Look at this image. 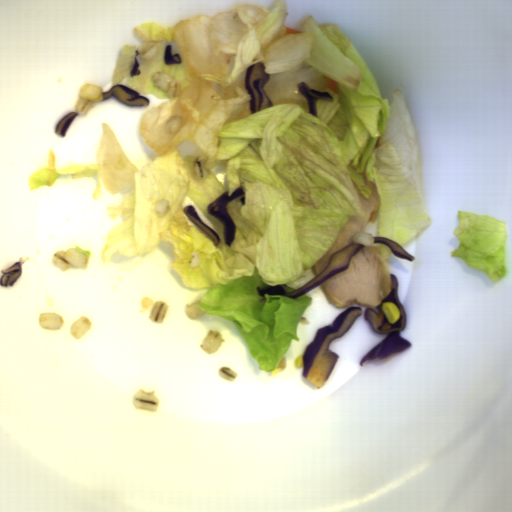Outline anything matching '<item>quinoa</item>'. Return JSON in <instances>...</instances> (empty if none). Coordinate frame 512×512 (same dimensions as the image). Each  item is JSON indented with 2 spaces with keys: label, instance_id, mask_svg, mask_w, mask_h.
Masks as SVG:
<instances>
[{
  "label": "quinoa",
  "instance_id": "quinoa-1",
  "mask_svg": "<svg viewBox=\"0 0 512 512\" xmlns=\"http://www.w3.org/2000/svg\"><path fill=\"white\" fill-rule=\"evenodd\" d=\"M52 263L65 272L70 267L83 268L87 265L88 257L85 252H79L78 248L58 250L51 257Z\"/></svg>",
  "mask_w": 512,
  "mask_h": 512
},
{
  "label": "quinoa",
  "instance_id": "quinoa-2",
  "mask_svg": "<svg viewBox=\"0 0 512 512\" xmlns=\"http://www.w3.org/2000/svg\"><path fill=\"white\" fill-rule=\"evenodd\" d=\"M168 303L164 301H155L151 297H146L142 299L141 302V311H151L149 319L154 323H163L167 311H168Z\"/></svg>",
  "mask_w": 512,
  "mask_h": 512
},
{
  "label": "quinoa",
  "instance_id": "quinoa-3",
  "mask_svg": "<svg viewBox=\"0 0 512 512\" xmlns=\"http://www.w3.org/2000/svg\"><path fill=\"white\" fill-rule=\"evenodd\" d=\"M160 400L157 397L155 391L147 392L146 390H139L133 395L132 404L135 406V410H147L149 412H155L158 410Z\"/></svg>",
  "mask_w": 512,
  "mask_h": 512
},
{
  "label": "quinoa",
  "instance_id": "quinoa-4",
  "mask_svg": "<svg viewBox=\"0 0 512 512\" xmlns=\"http://www.w3.org/2000/svg\"><path fill=\"white\" fill-rule=\"evenodd\" d=\"M154 85L160 87L171 97H178L181 94V83L176 79H172L170 75L163 71H158L152 75Z\"/></svg>",
  "mask_w": 512,
  "mask_h": 512
},
{
  "label": "quinoa",
  "instance_id": "quinoa-5",
  "mask_svg": "<svg viewBox=\"0 0 512 512\" xmlns=\"http://www.w3.org/2000/svg\"><path fill=\"white\" fill-rule=\"evenodd\" d=\"M38 323L41 328L47 330H60L64 326L63 318L57 313L41 312Z\"/></svg>",
  "mask_w": 512,
  "mask_h": 512
},
{
  "label": "quinoa",
  "instance_id": "quinoa-6",
  "mask_svg": "<svg viewBox=\"0 0 512 512\" xmlns=\"http://www.w3.org/2000/svg\"><path fill=\"white\" fill-rule=\"evenodd\" d=\"M225 343L222 333L219 330H210L201 344V349L206 353L213 354Z\"/></svg>",
  "mask_w": 512,
  "mask_h": 512
},
{
  "label": "quinoa",
  "instance_id": "quinoa-7",
  "mask_svg": "<svg viewBox=\"0 0 512 512\" xmlns=\"http://www.w3.org/2000/svg\"><path fill=\"white\" fill-rule=\"evenodd\" d=\"M91 327V321L88 319L87 316H84L71 324L70 333L72 337L78 340L85 336L91 329Z\"/></svg>",
  "mask_w": 512,
  "mask_h": 512
},
{
  "label": "quinoa",
  "instance_id": "quinoa-8",
  "mask_svg": "<svg viewBox=\"0 0 512 512\" xmlns=\"http://www.w3.org/2000/svg\"><path fill=\"white\" fill-rule=\"evenodd\" d=\"M199 301H195L191 304H187V306L185 308V313H186L187 318H189L191 320H196L197 318L203 316L205 311H203L199 308V306H198Z\"/></svg>",
  "mask_w": 512,
  "mask_h": 512
},
{
  "label": "quinoa",
  "instance_id": "quinoa-9",
  "mask_svg": "<svg viewBox=\"0 0 512 512\" xmlns=\"http://www.w3.org/2000/svg\"><path fill=\"white\" fill-rule=\"evenodd\" d=\"M96 101H92L89 99H82L81 97L78 100L76 105V113L79 115H85L89 111L90 108L96 107Z\"/></svg>",
  "mask_w": 512,
  "mask_h": 512
},
{
  "label": "quinoa",
  "instance_id": "quinoa-10",
  "mask_svg": "<svg viewBox=\"0 0 512 512\" xmlns=\"http://www.w3.org/2000/svg\"><path fill=\"white\" fill-rule=\"evenodd\" d=\"M201 159V156H197L194 160H193V170L194 172L196 173L197 176L199 177H206L207 175V170H206V163L207 161L206 160H199Z\"/></svg>",
  "mask_w": 512,
  "mask_h": 512
},
{
  "label": "quinoa",
  "instance_id": "quinoa-11",
  "mask_svg": "<svg viewBox=\"0 0 512 512\" xmlns=\"http://www.w3.org/2000/svg\"><path fill=\"white\" fill-rule=\"evenodd\" d=\"M218 375H219V377H221L222 379H224L225 381H228V382L236 381V379L238 377L236 372L226 365L222 366L218 370Z\"/></svg>",
  "mask_w": 512,
  "mask_h": 512
},
{
  "label": "quinoa",
  "instance_id": "quinoa-12",
  "mask_svg": "<svg viewBox=\"0 0 512 512\" xmlns=\"http://www.w3.org/2000/svg\"><path fill=\"white\" fill-rule=\"evenodd\" d=\"M171 208V205H170V202L169 200H166V199H160L156 204H155V211L157 213V215H159L160 217H163Z\"/></svg>",
  "mask_w": 512,
  "mask_h": 512
},
{
  "label": "quinoa",
  "instance_id": "quinoa-13",
  "mask_svg": "<svg viewBox=\"0 0 512 512\" xmlns=\"http://www.w3.org/2000/svg\"><path fill=\"white\" fill-rule=\"evenodd\" d=\"M182 123V116L171 117L166 123V130L168 132H176L179 130Z\"/></svg>",
  "mask_w": 512,
  "mask_h": 512
},
{
  "label": "quinoa",
  "instance_id": "quinoa-14",
  "mask_svg": "<svg viewBox=\"0 0 512 512\" xmlns=\"http://www.w3.org/2000/svg\"><path fill=\"white\" fill-rule=\"evenodd\" d=\"M201 260V253L199 251L192 252L191 254V266L199 267Z\"/></svg>",
  "mask_w": 512,
  "mask_h": 512
}]
</instances>
